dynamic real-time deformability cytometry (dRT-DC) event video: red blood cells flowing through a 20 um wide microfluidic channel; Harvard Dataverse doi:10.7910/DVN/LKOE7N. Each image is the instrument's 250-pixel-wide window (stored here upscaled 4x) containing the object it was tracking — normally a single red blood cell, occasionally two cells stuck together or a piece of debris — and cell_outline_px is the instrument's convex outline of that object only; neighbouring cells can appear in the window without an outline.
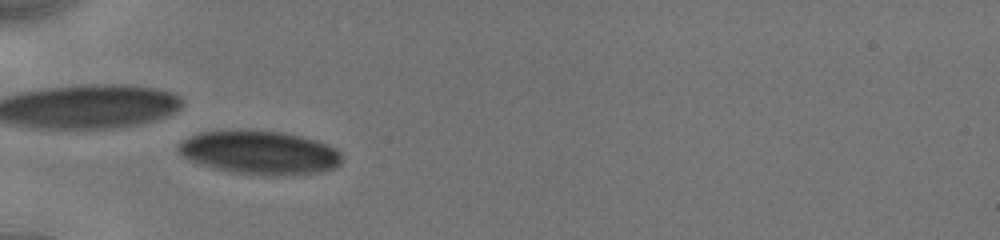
{"species": "human", "species_latin": "Homo sapiens", "temperature_condition": "cold", "stored_images_in_passage": 36, "camera_frame_rate_fps": 3000, "um_per_image_px": 0.085, "donor": {"sex": "male"}, "frame": {"image": 1, "passage_image": 5, "time_ms": 1.667, "image_size_px": [1000, 240], "cell_outline_px": [[340, 164], [336, 168], [320, 172], [272, 176], [268, 176], [228, 172], [212, 168], [192, 160], [184, 156], [176, 148], [184, 140], [200, 132], [232, 128], [248, 128], [284, 132], [316, 140], [328, 144], [340, 152]], "centroid_in_image_um": [22.07, 12.94], "position_along_channel_um": 62.9, "area_um2": 42.14}}
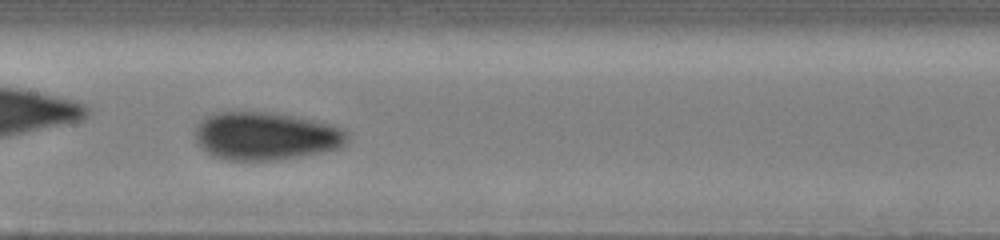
{"frame": {"image": 2, "passage_image": 17, "time_ms": 5.0, "image_size_px": [1000, 240], "cell_outline_px": [[348, 140], [344, 144], [336, 148], [320, 152], [300, 156], [276, 160], [224, 160], [212, 156], [200, 148], [196, 140], [196, 128], [200, 120], [212, 112], [264, 112], [292, 116], [332, 124], [340, 128], [348, 136]], "centroid_in_image_um": [22.52, 11.57], "position_along_channel_um": 184.9, "area_um2": 42.31}}
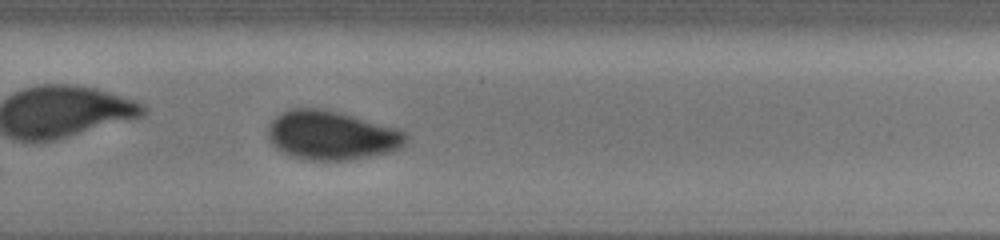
{"frame": {"image": 3, "passage_image": 31, "time_ms": 8.0, "image_size_px": [1000, 240], "cell_outline_px": [[408, 136], [404, 144], [400, 148], [392, 152], [348, 160], [304, 160], [288, 156], [276, 148], [272, 144], [268, 136], [268, 124], [280, 112], [292, 108], [324, 108], [344, 112], [404, 128], [408, 132]], "centroid_in_image_um": [28.24, 11.48], "position_along_channel_um": 301.6, "area_um2": 40.69}}